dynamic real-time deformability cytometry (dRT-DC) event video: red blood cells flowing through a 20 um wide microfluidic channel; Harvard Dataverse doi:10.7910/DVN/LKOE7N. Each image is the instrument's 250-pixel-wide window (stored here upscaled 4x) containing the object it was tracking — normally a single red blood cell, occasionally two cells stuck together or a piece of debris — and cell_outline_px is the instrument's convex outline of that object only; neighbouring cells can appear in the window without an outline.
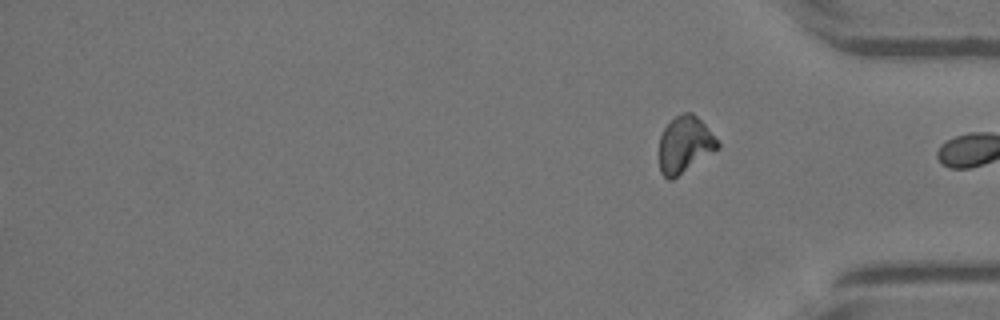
{"species": "Egyptian fruit bat (a non-hibernating species)", "species_latin": "Rousettus aegyptiacus", "temperature_condition": "warm", "stored_images_in_passage": 48, "segment_of_instrument_passage": [2, 2], "camera_frame_rate_fps": 3000, "um_per_image_px": 0.085, "animal": {"sex": "female"}, "frame": {"image": 1, "passage_image": 48, "time_ms": 15.667, "image_size_px": [1000, 320], "cell_outline_px": [[720, 148], [672, 180], [668, 180], [660, 172], [660, 136], [664, 128], [676, 116], [684, 112], [692, 112], [704, 124], [720, 144]], "centroid_in_image_um": [58.21, 12.31], "position_along_channel_um": 377.0, "area_um2": 19.07}}